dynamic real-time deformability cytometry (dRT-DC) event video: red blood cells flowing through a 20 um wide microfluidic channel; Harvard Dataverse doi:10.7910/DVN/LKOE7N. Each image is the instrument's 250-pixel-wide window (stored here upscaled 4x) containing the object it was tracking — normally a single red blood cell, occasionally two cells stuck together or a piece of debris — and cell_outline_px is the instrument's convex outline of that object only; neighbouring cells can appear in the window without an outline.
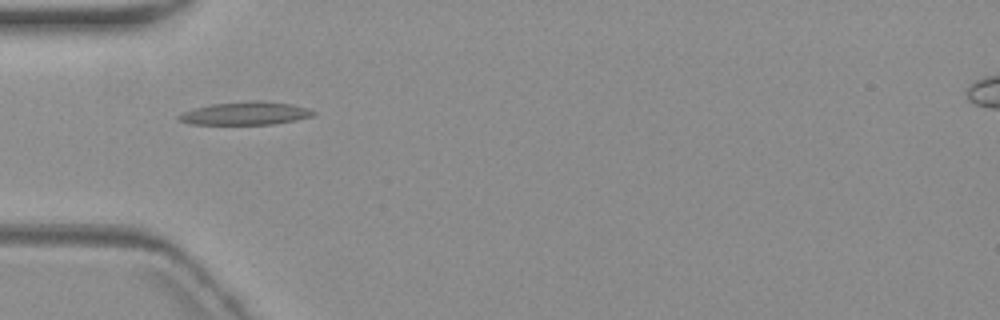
{"species": "common noctule bat (a hibernating species)", "species_latin": "Nyctalus noctula", "temperature_condition": "warm", "stored_images_in_passage": 7, "camera_frame_rate_fps": 3000, "um_per_image_px": 0.085, "animal": {"sex": "female", "body_mass_g": 19.3, "forearm_length_mm": 54.1}, "frame": {"image": 1, "passage_image": 6, "time_ms": 6.0, "image_size_px": [1000, 320], "cell_outline_px": [[316, 112], [312, 116], [296, 120], [272, 124], [192, 124], [180, 120], [176, 116], [184, 112], [196, 108], [212, 104], [252, 100], [260, 100], [292, 104], [308, 108]], "centroid_in_image_um": [20.9, 9.63], "position_along_channel_um": 64.1, "area_um2": 17.92}}
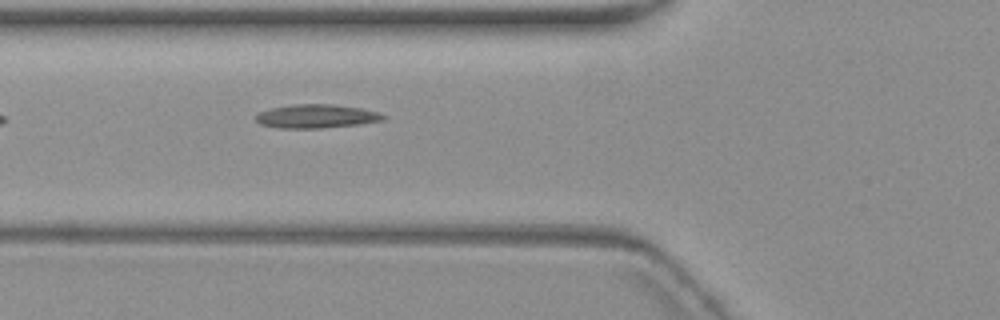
{"frame": {"image": 2, "passage_image": 7, "time_ms": 7.0, "image_size_px": [1000, 320], "cell_outline_px": [[384, 120], [360, 124], [324, 128], [280, 128], [260, 124], [256, 120], [256, 116], [260, 112], [272, 108], [292, 104], [336, 104], [360, 108], [380, 112], [384, 116]], "centroid_in_image_um": [26.92, 9.88], "position_along_channel_um": 98.9, "area_um2": 17.57}}